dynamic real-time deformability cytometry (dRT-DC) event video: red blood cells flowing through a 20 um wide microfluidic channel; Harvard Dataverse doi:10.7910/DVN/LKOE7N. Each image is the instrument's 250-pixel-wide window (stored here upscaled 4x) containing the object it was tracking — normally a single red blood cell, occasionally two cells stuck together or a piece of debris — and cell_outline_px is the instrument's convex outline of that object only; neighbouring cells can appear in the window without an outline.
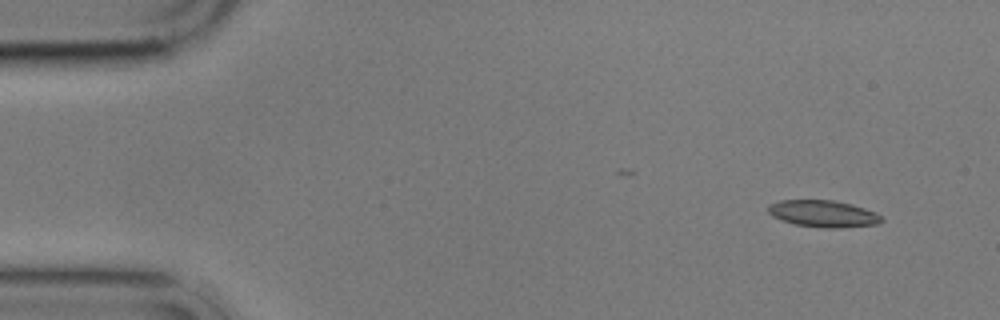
{"species": "common noctule bat (a hibernating species)", "species_latin": "Nyctalus noctula", "temperature_condition": "cold", "stored_images_in_passage": 12, "camera_frame_rate_fps": 3000, "um_per_image_px": 0.085, "animal": {"sex": "male", "body_mass_g": 17.9}, "frame": {"image": 1, "passage_image": 1, "time_ms": 0.0, "image_size_px": [1000, 320], "cell_outline_px": [[884, 220], [880, 224], [836, 228], [824, 228], [796, 224], [780, 220], [772, 216], [768, 212], [768, 204], [780, 200], [832, 200], [852, 204], [876, 212]], "centroid_in_image_um": [69.97, 18.16], "position_along_channel_um": 15.0, "area_um2": 17.8}}
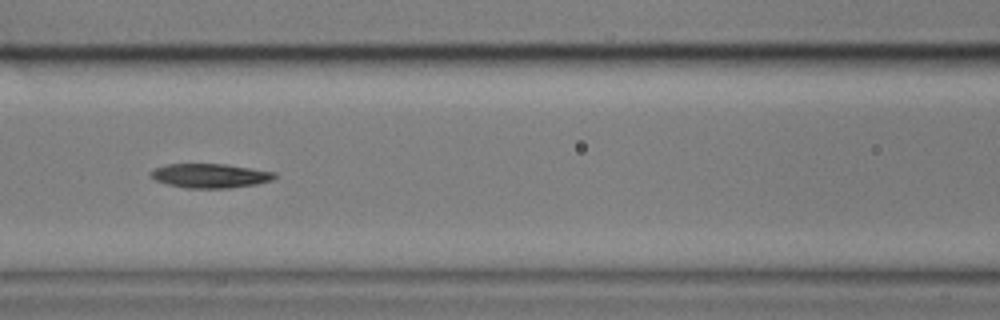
{"frame": {"image": 2, "passage_image": 6, "time_ms": 6.667, "image_size_px": [1000, 320], "cell_outline_px": [[276, 176], [272, 180], [256, 184], [228, 188], [184, 188], [168, 184], [156, 180], [148, 172], [152, 168], [168, 164], [228, 164], [276, 172]], "centroid_in_image_um": [17.85, 14.93], "position_along_channel_um": 148.7, "area_um2": 17.57}}
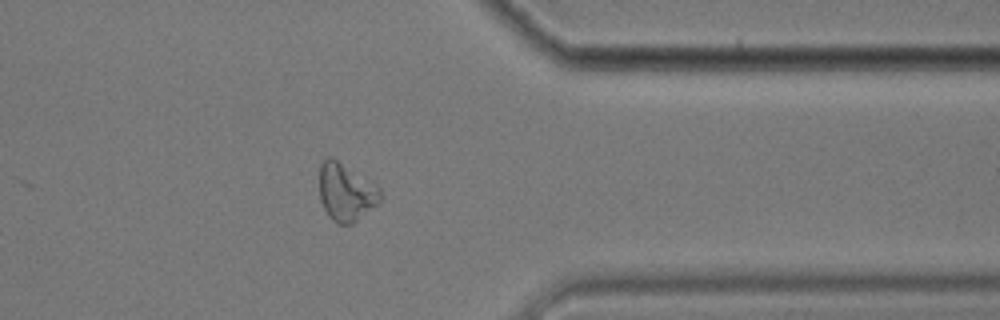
{"frame": {"image": 3, "passage_image": 12, "time_ms": 13.667, "image_size_px": [1000, 320], "cell_outline_px": [[380, 200], [376, 204], [352, 224], [336, 224], [328, 216], [320, 200], [320, 164], [328, 156], [332, 156], [380, 188]], "centroid_in_image_um": [29.37, 16.34], "position_along_channel_um": 382.0, "area_um2": 20.17}, "authors_computed_cell_mechanics": {"area_um2": 17.7735, "velocity_mm_per_s": 3.4891, "shape_relaxation_time_tau1_ms": 6.5908, "shape_relaxation_time_tau2_ms": null, "deformation_change_tau1": 0.157, "deformation_change_tau2": null}}